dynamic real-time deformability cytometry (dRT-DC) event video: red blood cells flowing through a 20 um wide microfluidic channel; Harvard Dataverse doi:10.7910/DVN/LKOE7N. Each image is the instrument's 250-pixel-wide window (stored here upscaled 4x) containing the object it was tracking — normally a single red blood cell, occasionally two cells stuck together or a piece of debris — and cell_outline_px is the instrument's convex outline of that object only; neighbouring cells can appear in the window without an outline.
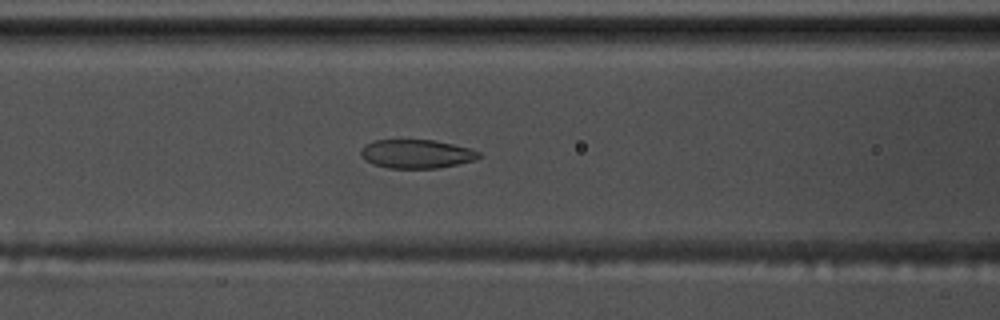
{"species": "common noctule bat (a hibernating species)", "species_latin": "Nyctalus noctula", "temperature_condition": "warm", "stored_images_in_passage": 47, "camera_frame_rate_fps": 3000, "um_per_image_px": 0.085, "animal": {"sex": "male", "body_mass_g": 17.5, "forearm_length_mm": 52.3}, "frame": {"image": 1, "passage_image": 22, "time_ms": 7.0, "image_size_px": [1000, 320], "cell_outline_px": [[480, 156], [472, 160], [456, 164], [436, 168], [388, 168], [372, 164], [364, 160], [360, 152], [360, 148], [364, 144], [372, 140], [432, 140], [452, 144], [468, 148], [480, 152]], "centroid_in_image_um": [35.31, 13.07], "position_along_channel_um": 131.3, "area_um2": 19.65}}
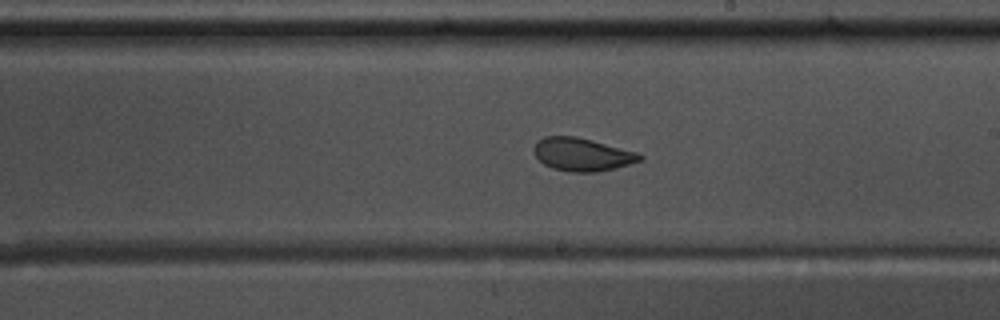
{"frame": {"image": 2, "passage_image": 31, "time_ms": 10.0, "image_size_px": [1000, 320], "cell_outline_px": [[644, 160], [616, 168], [596, 172], [568, 172], [552, 168], [544, 164], [532, 152], [532, 148], [544, 136], [576, 136], [592, 140], [636, 152], [644, 156]], "centroid_in_image_um": [49.49, 13.14], "position_along_channel_um": 239.5, "area_um2": 20.46}}
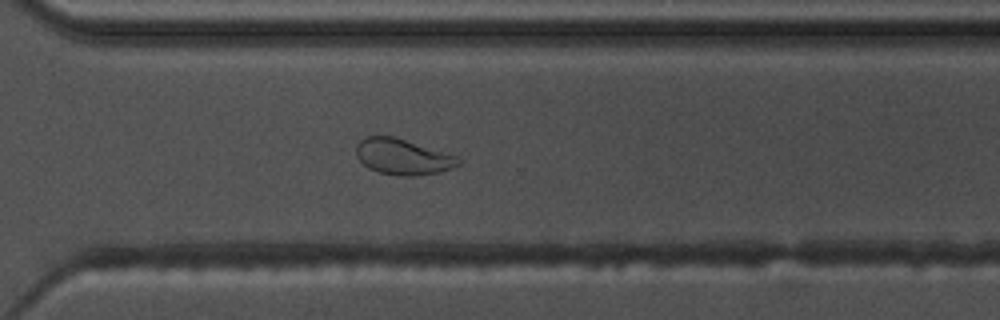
{"frame": {"image": 3, "passage_image": 39, "time_ms": 12.667, "image_size_px": [1000, 320], "cell_outline_px": [[460, 164], [452, 168], [440, 172], [416, 176], [400, 176], [380, 172], [368, 168], [356, 156], [356, 144], [364, 136], [392, 136], [456, 156], [460, 160]], "centroid_in_image_um": [34.2, 13.33], "position_along_channel_um": 336.4, "area_um2": 21.1}, "authors_computed_cell_mechanics": {"area_um2": 21.9062, "velocity_mm_per_s": 3.6258, "shape_relaxation_time_tau1_ms": 6.7706, "shape_relaxation_time_tau2_ms": 1.4283, "deformation_change_tau1": 0.1675, "deformation_change_tau2": 0.061}}